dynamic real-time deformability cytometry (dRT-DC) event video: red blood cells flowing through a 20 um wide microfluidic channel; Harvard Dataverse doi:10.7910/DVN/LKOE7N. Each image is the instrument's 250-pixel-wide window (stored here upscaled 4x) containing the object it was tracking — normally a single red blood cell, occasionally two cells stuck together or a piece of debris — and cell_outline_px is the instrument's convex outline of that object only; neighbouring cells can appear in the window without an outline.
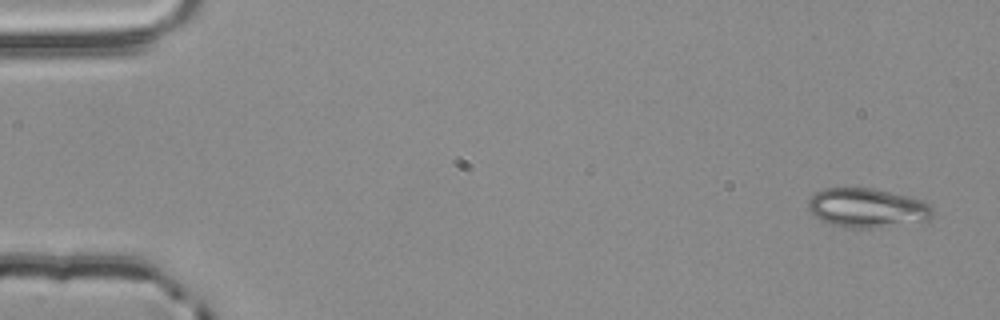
{"species": "common noctule bat (a hibernating species)", "species_latin": "Nyctalus noctula", "temperature_condition": "room temperature", "stored_images_in_passage": 4, "camera_frame_rate_fps": 3000, "um_per_image_px": 0.085, "animal": {"sex": "male", "body_mass_g": 20.4}, "frame": {"image": 1, "passage_image": 1, "time_ms": 0.0, "image_size_px": [1000, 320], "cell_outline_px": [[932, 216], [928, 220], [872, 228], [844, 228], [820, 220], [808, 212], [808, 200], [816, 192], [824, 188], [876, 188], [924, 200], [932, 208]], "centroid_in_image_um": [73.67, 17.66], "position_along_channel_um": 11.3, "area_um2": 28.61}}